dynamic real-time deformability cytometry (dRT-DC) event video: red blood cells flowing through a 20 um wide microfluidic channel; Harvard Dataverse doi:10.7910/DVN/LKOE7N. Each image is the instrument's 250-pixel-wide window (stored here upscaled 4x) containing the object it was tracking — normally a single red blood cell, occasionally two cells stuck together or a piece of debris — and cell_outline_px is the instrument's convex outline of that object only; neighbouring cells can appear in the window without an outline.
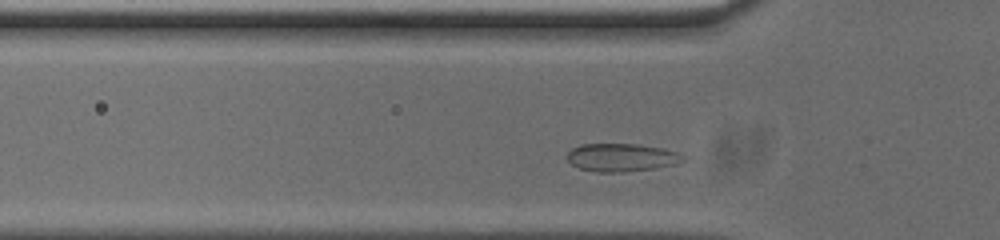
{"species": "common noctule bat (a hibernating species)", "species_latin": "Nyctalus noctula", "temperature_condition": "cold", "stored_images_in_passage": 32, "camera_frame_rate_fps": 3000, "um_per_image_px": 0.085, "animal": {"sex": "male", "body_mass_g": 20.0, "forearm_length_mm": 53.3}, "frame": {"image": 1, "passage_image": 6, "time_ms": 1.667, "image_size_px": [1000, 240], "cell_outline_px": [[684, 160], [676, 164], [656, 168], [620, 172], [596, 172], [580, 168], [572, 164], [568, 160], [568, 152], [572, 148], [580, 144], [636, 144], [664, 148], [676, 152], [684, 156]], "centroid_in_image_um": [52.83, 13.38], "position_along_channel_um": 73.0, "area_um2": 18.84}}
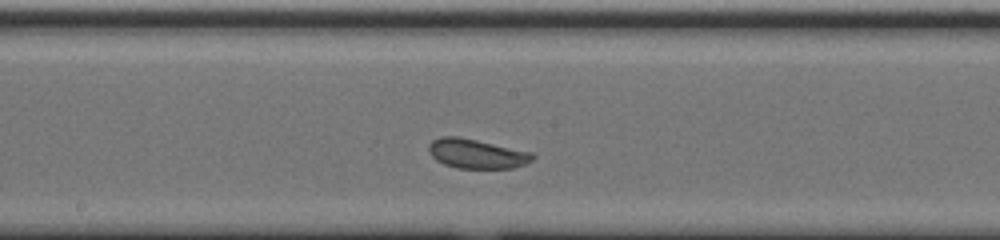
{"frame": {"image": 2, "passage_image": 17, "time_ms": 5.333, "image_size_px": [1000, 240], "cell_outline_px": [[536, 156], [532, 160], [516, 168], [456, 168], [444, 164], [436, 160], [428, 152], [428, 144], [432, 140], [440, 136], [456, 136], [476, 140], [532, 152]], "centroid_in_image_um": [40.49, 13.07], "position_along_channel_um": 207.7, "area_um2": 17.86}}
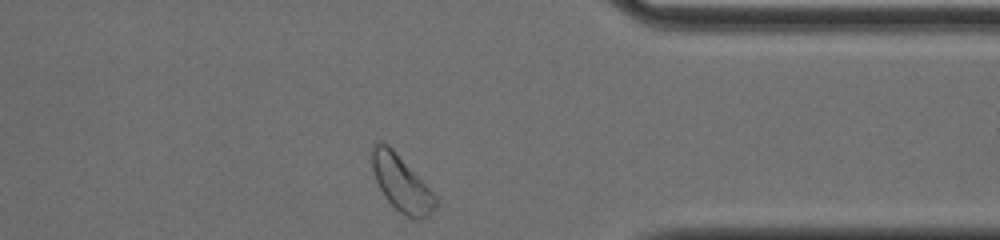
{"frame": {"image": 3, "passage_image": 32, "time_ms": 10.333, "image_size_px": [1000, 240], "cell_outline_px": [[436, 208], [432, 212], [420, 220], [412, 220], [400, 212], [384, 196], [372, 172], [372, 148], [376, 140], [380, 140], [388, 144], [392, 148], [436, 196]], "centroid_in_image_um": [34.1, 15.58], "position_along_channel_um": 377.3, "area_um2": 20.46}, "authors_computed_cell_mechanics": {"area_um2": 18.0047, "velocity_mm_per_s": 3.6701, "shape_relaxation_time_tau1_ms": 4.5471, "shape_relaxation_time_tau2_ms": null, "deformation_change_tau1": 0.0572, "deformation_change_tau2": null}}